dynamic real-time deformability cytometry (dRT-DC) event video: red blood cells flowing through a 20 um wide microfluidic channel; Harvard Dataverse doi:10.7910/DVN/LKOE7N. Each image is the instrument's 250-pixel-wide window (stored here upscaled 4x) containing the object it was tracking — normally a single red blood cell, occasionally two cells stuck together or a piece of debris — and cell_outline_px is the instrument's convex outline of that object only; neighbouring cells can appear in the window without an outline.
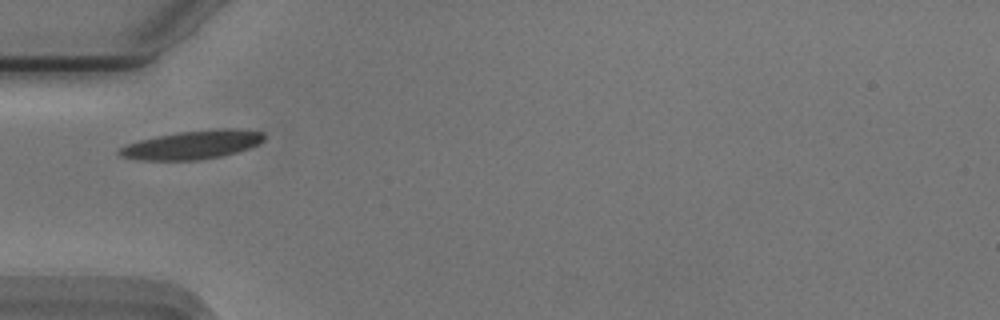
{"species": "Egyptian fruit bat (a non-hibernating species)", "species_latin": "Rousettus aegyptiacus", "temperature_condition": "cold", "stored_images_in_passage": 12, "camera_frame_rate_fps": 3000, "um_per_image_px": 0.085, "animal": {"sex": "male"}, "frame": {"image": 1, "passage_image": 1, "time_ms": 0.0, "image_size_px": [1000, 320], "cell_outline_px": [[264, 140], [260, 144], [236, 152], [220, 156], [200, 160], [140, 160], [120, 156], [116, 152], [120, 148], [128, 144], [140, 140], [156, 136], [180, 132], [216, 128], [236, 128], [264, 132]], "centroid_in_image_um": [16.38, 12.3], "position_along_channel_um": 68.6, "area_um2": 24.16}}